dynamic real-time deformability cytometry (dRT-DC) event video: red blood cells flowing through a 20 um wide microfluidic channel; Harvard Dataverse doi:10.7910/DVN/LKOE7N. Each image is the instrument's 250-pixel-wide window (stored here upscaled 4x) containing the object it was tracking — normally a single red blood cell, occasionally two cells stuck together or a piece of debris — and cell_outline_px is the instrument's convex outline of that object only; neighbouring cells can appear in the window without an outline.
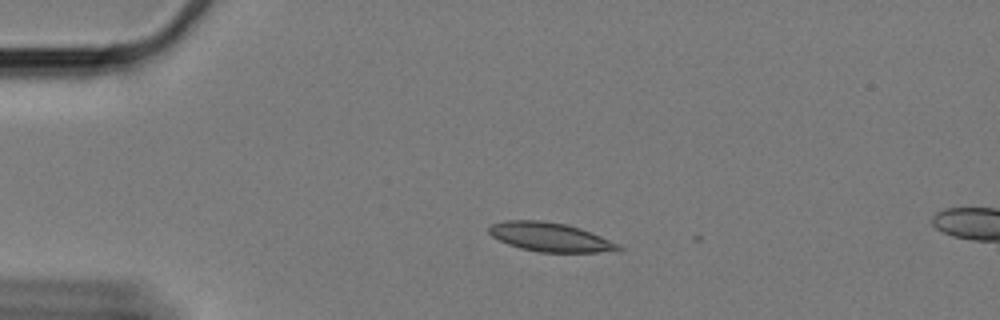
{"species": "Egyptian fruit bat (a non-hibernating species)", "species_latin": "Rousettus aegyptiacus", "temperature_condition": "cold", "stored_images_in_passage": 5, "camera_frame_rate_fps": 3000, "um_per_image_px": 0.085, "animal": {"sex": "female"}, "frame": {"image": 1, "passage_image": 1, "time_ms": 0.0, "image_size_px": [1000, 320], "cell_outline_px": [[624, 248], [600, 252], [540, 252], [520, 248], [508, 244], [492, 236], [488, 232], [488, 228], [492, 224], [504, 220], [540, 220], [568, 224], [580, 228], [620, 244]], "centroid_in_image_um": [46.73, 20.14], "position_along_channel_um": 38.3, "area_um2": 21.73}}